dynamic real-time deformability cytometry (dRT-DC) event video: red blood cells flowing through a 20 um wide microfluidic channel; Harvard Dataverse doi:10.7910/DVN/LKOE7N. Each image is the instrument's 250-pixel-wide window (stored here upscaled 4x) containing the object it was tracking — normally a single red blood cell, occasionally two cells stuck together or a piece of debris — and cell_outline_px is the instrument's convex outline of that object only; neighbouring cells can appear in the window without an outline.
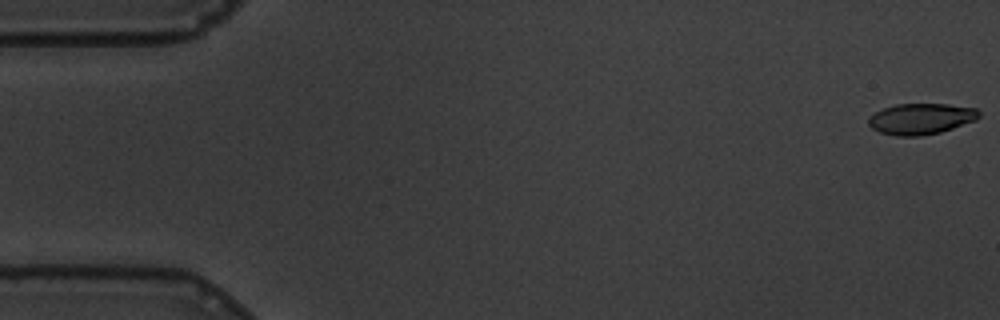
{"species": "common noctule bat (a hibernating species)", "species_latin": "Nyctalus noctula", "temperature_condition": "warm", "stored_images_in_passage": 17, "camera_frame_rate_fps": 3000, "um_per_image_px": 0.085, "animal": {"sex": "male", "body_mass_g": 19.5, "forearm_length_mm": 54.6}, "frame": {"image": 1, "passage_image": 1, "time_ms": 0.0, "image_size_px": [1000, 320], "cell_outline_px": [[980, 116], [976, 120], [940, 132], [920, 136], [896, 136], [880, 132], [872, 128], [868, 124], [868, 120], [876, 112], [884, 108], [896, 104], [948, 104], [976, 108], [980, 112]], "centroid_in_image_um": [78.3, 10.1], "position_along_channel_um": 6.7, "area_um2": 19.83}}
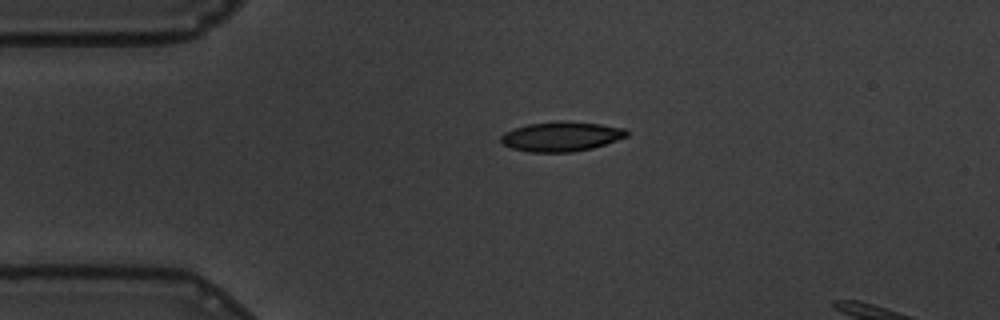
{"frame": {"image": 2, "passage_image": 13, "time_ms": 4.0, "image_size_px": [1000, 320], "cell_outline_px": [[628, 136], [592, 148], [572, 152], [528, 152], [512, 148], [504, 144], [500, 140], [500, 136], [504, 132], [528, 124], [560, 120], [600, 124], [624, 128], [628, 132]], "centroid_in_image_um": [47.69, 11.6], "position_along_channel_um": 37.3, "area_um2": 21.68}}